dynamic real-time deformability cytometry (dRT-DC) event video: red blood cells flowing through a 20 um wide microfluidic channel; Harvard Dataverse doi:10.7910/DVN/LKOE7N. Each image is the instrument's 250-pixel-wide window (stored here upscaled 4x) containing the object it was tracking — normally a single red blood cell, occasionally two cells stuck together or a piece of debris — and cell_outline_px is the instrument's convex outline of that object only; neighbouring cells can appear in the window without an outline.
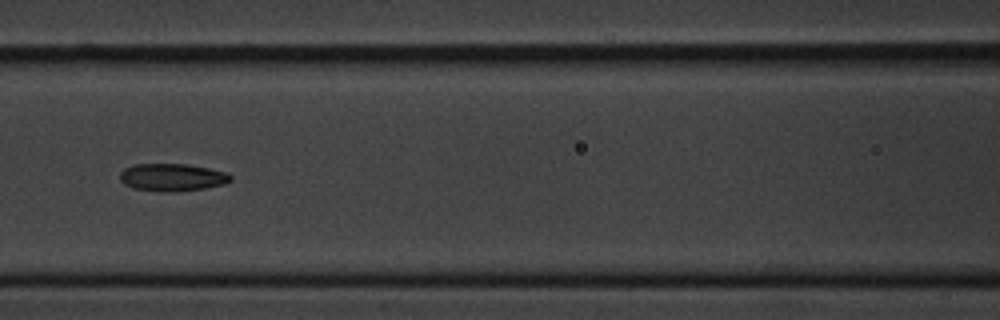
{"species": "common noctule bat (a hibernating species)", "species_latin": "Nyctalus noctula", "temperature_condition": "cold", "stored_images_in_passage": 12, "camera_frame_rate_fps": 3000, "um_per_image_px": 0.085, "animal": {"sex": "male", "body_mass_g": 20.1, "forearm_length_mm": 53.5}, "frame": {"image": 1, "passage_image": 6, "time_ms": 6.667, "image_size_px": [1000, 320], "cell_outline_px": [[232, 180], [224, 184], [204, 188], [176, 192], [160, 192], [132, 188], [124, 184], [120, 180], [120, 172], [124, 168], [132, 164], [184, 164], [208, 168], [228, 172], [232, 176]], "centroid_in_image_um": [14.62, 15.08], "position_along_channel_um": 152.0, "area_um2": 17.98}}
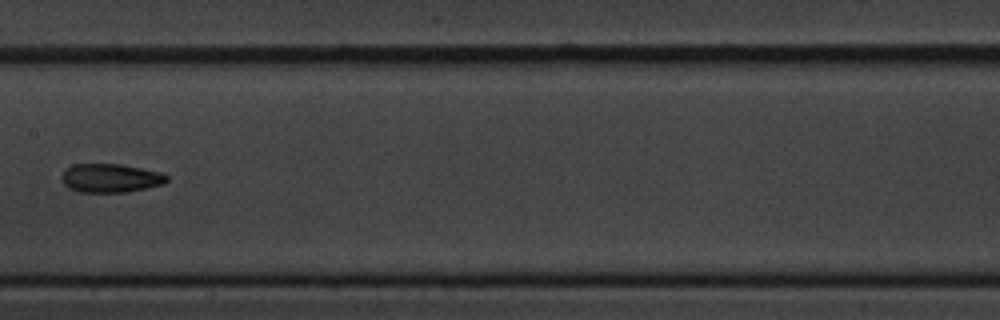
{"frame": {"image": 2, "passage_image": 7, "time_ms": 8.0, "image_size_px": [1000, 320], "cell_outline_px": [[168, 180], [164, 184], [124, 192], [80, 192], [68, 188], [64, 184], [60, 176], [72, 164], [120, 164], [160, 172], [168, 176]], "centroid_in_image_um": [9.38, 15.13], "position_along_channel_um": 198.0, "area_um2": 17.46}}
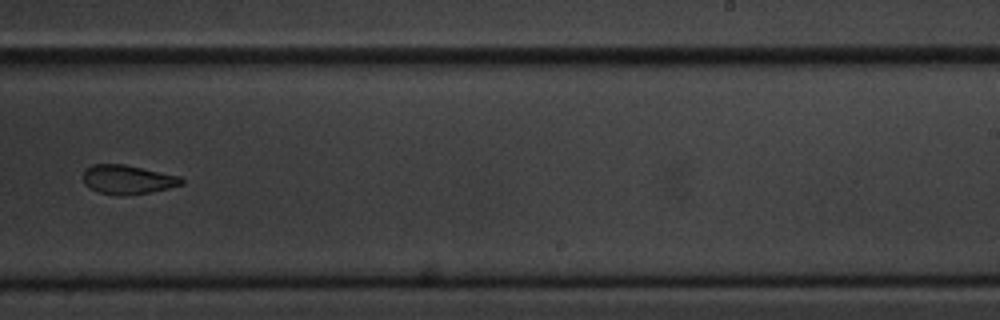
{"frame": {"image": 3, "passage_image": 9, "time_ms": 10.333, "image_size_px": [1000, 320], "cell_outline_px": [[184, 184], [168, 188], [148, 192], [120, 196], [116, 196], [100, 192], [84, 184], [84, 172], [92, 164], [124, 164], [180, 176], [184, 180]], "centroid_in_image_um": [10.87, 15.26], "position_along_channel_um": 278.1, "area_um2": 16.47}, "authors_computed_cell_mechanics": {"area_um2": 17.8602, "velocity_mm_per_s": 3.4576, "shape_relaxation_time_tau1_ms": 5.3771, "shape_relaxation_time_tau2_ms": 2.3301, "deformation_change_tau1": 0.145, "deformation_change_tau2": 0.0732}}